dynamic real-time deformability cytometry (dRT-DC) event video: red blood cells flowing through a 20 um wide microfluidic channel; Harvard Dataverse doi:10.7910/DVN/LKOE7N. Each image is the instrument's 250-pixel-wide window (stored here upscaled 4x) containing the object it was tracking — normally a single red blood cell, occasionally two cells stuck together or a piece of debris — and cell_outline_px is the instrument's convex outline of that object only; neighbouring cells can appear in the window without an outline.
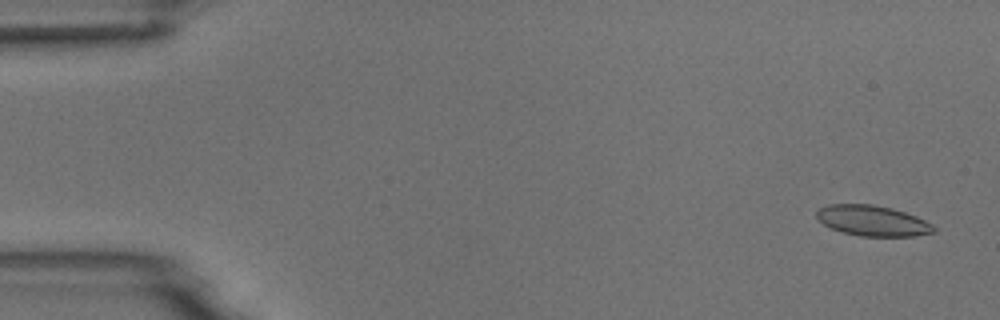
{"species": "common noctule bat (a hibernating species)", "species_latin": "Nyctalus noctula", "temperature_condition": "room temperature", "stored_images_in_passage": 4, "camera_frame_rate_fps": 3000, "um_per_image_px": 0.085, "animal": {"sex": "male", "body_mass_g": 18.8}, "frame": {"image": 1, "passage_image": 1, "time_ms": 0.0, "image_size_px": [1000, 320], "cell_outline_px": [[936, 232], [916, 236], [860, 236], [840, 232], [824, 224], [816, 216], [816, 212], [820, 208], [828, 204], [872, 204], [892, 208], [916, 216], [932, 224], [936, 228]], "centroid_in_image_um": [74.18, 18.76], "position_along_channel_um": 10.8, "area_um2": 20.87}}
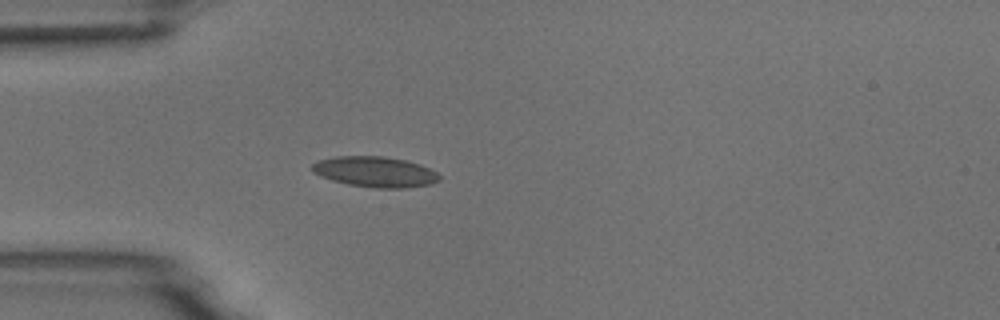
{"frame": {"image": 2, "passage_image": 4, "time_ms": 4.333, "image_size_px": [1000, 320], "cell_outline_px": [[440, 180], [432, 184], [404, 188], [376, 188], [348, 184], [332, 180], [320, 176], [312, 172], [312, 164], [320, 160], [336, 156], [384, 156], [404, 160], [420, 164], [436, 172], [440, 176]], "centroid_in_image_um": [31.89, 14.61], "position_along_channel_um": 53.1, "area_um2": 22.6}}